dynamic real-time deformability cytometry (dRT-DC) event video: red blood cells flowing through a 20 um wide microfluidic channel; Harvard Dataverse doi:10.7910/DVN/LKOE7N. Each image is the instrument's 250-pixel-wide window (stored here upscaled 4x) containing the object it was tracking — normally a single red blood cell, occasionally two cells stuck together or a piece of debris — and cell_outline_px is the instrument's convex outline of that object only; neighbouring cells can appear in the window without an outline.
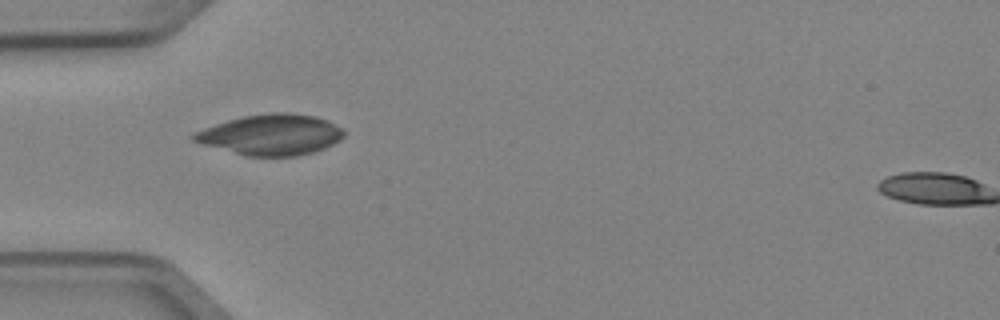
{"species": "Egyptian fruit bat (a non-hibernating species)", "species_latin": "Rousettus aegyptiacus", "temperature_condition": "cold", "stored_images_in_passage": 1, "camera_frame_rate_fps": 3000, "um_per_image_px": 0.085, "animal": {"sex": "female"}, "frame": {"image": 1, "passage_image": 1, "time_ms": 0.0, "image_size_px": [1000, 320], "cell_outline_px": [[344, 136], [340, 140], [324, 148], [312, 152], [296, 156], [248, 156], [204, 144], [192, 140], [188, 136], [204, 128], [228, 120], [244, 116], [272, 112], [288, 112], [316, 116], [328, 120], [344, 128]], "centroid_in_image_um": [23.08, 11.44], "position_along_channel_um": 61.9, "area_um2": 35.49}}